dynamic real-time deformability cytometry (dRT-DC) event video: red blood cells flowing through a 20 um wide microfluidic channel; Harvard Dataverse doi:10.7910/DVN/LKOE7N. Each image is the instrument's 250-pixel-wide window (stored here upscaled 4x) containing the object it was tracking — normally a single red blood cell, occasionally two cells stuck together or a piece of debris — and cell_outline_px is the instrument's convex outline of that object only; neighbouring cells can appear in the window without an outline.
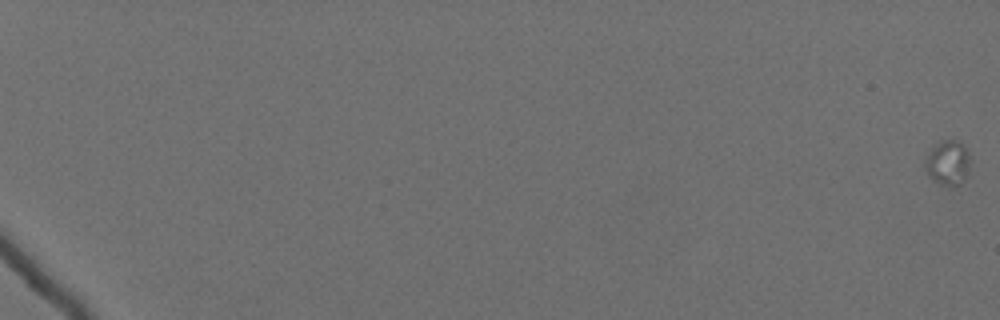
{"species": "Egyptian fruit bat (a non-hibernating species)", "species_latin": "Rousettus aegyptiacus", "temperature_condition": "cold", "stored_images_in_passage": 65, "camera_frame_rate_fps": 3000, "um_per_image_px": 0.085, "animal": {"sex": "female"}, "frame": {"image": 1, "passage_image": 1, "time_ms": 0.0, "image_size_px": [1000, 320], "cell_outline_px": [[972, 160], [968, 172], [964, 180], [960, 184], [952, 188], [940, 184], [928, 176], [924, 172], [924, 160], [928, 152], [940, 140], [956, 140], [964, 144]], "centroid_in_image_um": [80.57, 13.85], "position_along_channel_um": 4.4, "area_um2": 12.31}}
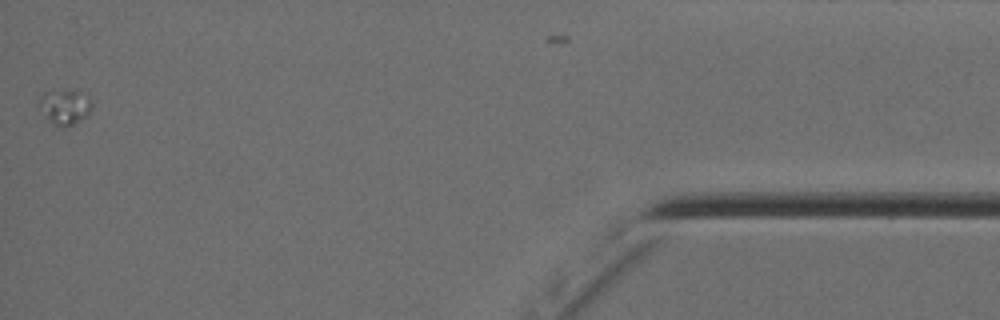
{"frame": {"image": 2, "passage_image": 64, "time_ms": 21.0, "image_size_px": [1000, 320], "cell_outline_px": [[92, 108], [80, 120], [64, 128], [56, 128], [36, 108], [40, 96], [44, 92], [80, 92], [92, 100]], "centroid_in_image_um": [5.43, 9.14], "position_along_channel_um": 429.8, "area_um2": 10.75}}